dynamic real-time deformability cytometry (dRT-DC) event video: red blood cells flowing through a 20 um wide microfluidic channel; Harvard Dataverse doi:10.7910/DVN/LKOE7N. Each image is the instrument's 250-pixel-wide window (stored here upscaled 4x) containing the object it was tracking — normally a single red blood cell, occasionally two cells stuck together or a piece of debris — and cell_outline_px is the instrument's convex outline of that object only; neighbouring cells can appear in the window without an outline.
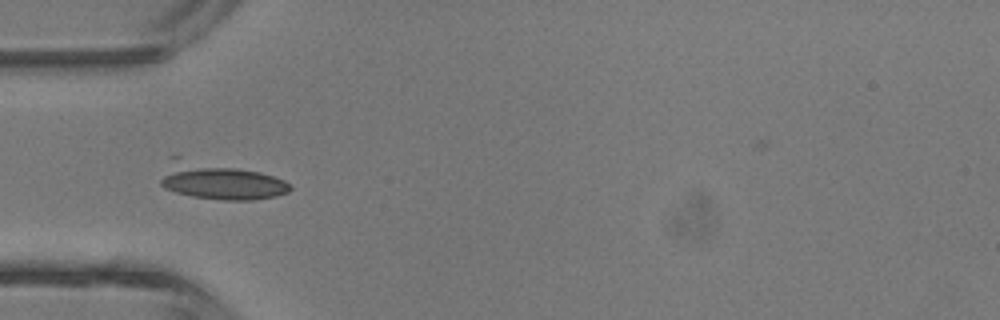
{"species": "common noctule bat (a hibernating species)", "species_latin": "Nyctalus noctula", "temperature_condition": "room temperature", "stored_images_in_passage": 3, "camera_frame_rate_fps": 3000, "um_per_image_px": 0.085, "animal": {"sex": "male", "body_mass_g": 13.3}, "frame": {"image": 1, "passage_image": 3, "time_ms": 2.333, "image_size_px": [1000, 320], "cell_outline_px": [[292, 188], [288, 192], [276, 196], [252, 200], [224, 200], [192, 196], [176, 192], [164, 188], [160, 184], [160, 180], [172, 156], [180, 156], [260, 172], [284, 180]], "centroid_in_image_um": [18.66, 15.38], "position_along_channel_um": 66.3, "area_um2": 27.63}}